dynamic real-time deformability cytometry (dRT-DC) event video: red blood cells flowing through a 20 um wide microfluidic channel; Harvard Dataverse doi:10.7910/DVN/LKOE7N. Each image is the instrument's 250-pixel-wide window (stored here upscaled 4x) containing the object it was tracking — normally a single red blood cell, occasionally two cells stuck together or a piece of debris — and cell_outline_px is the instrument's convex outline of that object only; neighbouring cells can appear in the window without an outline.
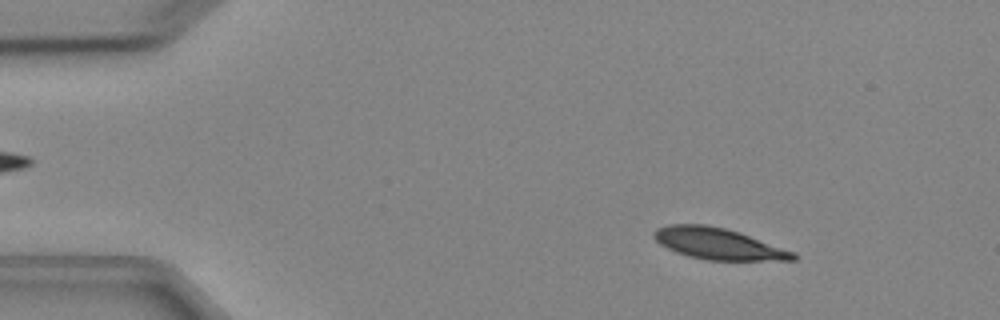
{"species": "Egyptian fruit bat (a non-hibernating species)", "species_latin": "Rousettus aegyptiacus", "temperature_condition": "cold", "stored_images_in_passage": 5, "camera_frame_rate_fps": 3000, "um_per_image_px": 0.085, "animal": {"sex": "female"}, "frame": {"image": 1, "passage_image": 1, "time_ms": 0.0, "image_size_px": [1000, 320], "cell_outline_px": [[800, 256], [796, 260], [708, 260], [688, 256], [676, 252], [660, 244], [652, 236], [652, 232], [656, 228], [668, 224], [708, 224], [740, 232], [796, 252]], "centroid_in_image_um": [61.07, 20.71], "position_along_channel_um": 23.9, "area_um2": 25.66}}
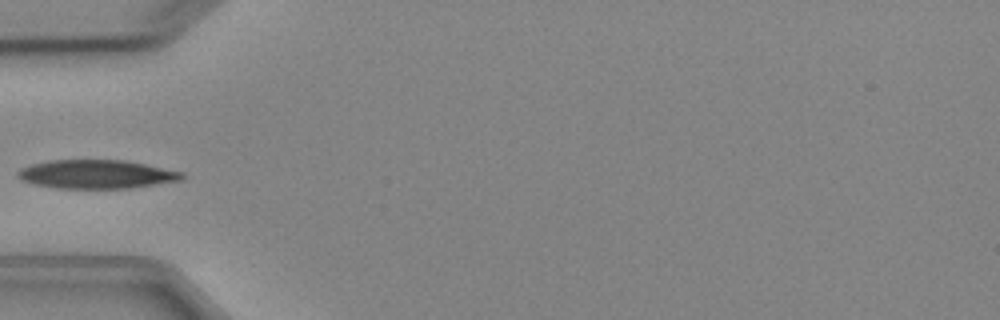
{"frame": {"image": 2, "passage_image": 4, "time_ms": 3.333, "image_size_px": [1000, 320], "cell_outline_px": [[184, 180], [132, 188], [56, 188], [32, 184], [20, 180], [16, 176], [16, 172], [20, 168], [32, 164], [52, 160], [124, 160], [184, 172]], "centroid_in_image_um": [8.18, 14.82], "position_along_channel_um": 76.8, "area_um2": 27.63}}